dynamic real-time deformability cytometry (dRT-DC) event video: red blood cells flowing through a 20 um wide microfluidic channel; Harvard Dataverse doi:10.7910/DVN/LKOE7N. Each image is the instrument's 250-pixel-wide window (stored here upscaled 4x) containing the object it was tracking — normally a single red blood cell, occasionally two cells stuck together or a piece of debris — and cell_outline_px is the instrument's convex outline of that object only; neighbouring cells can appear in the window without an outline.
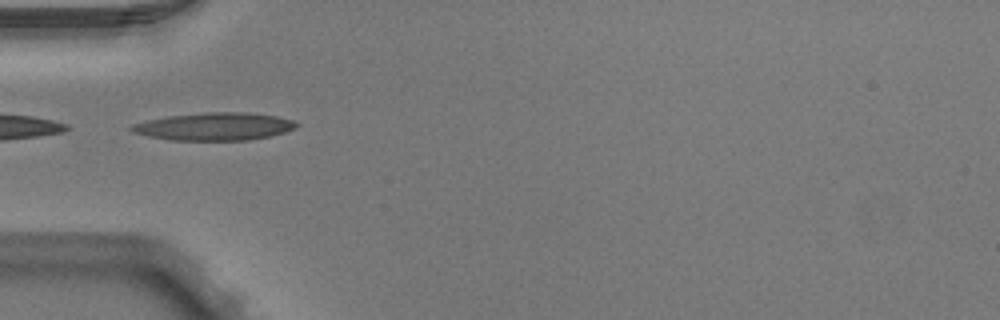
{"species": "Egyptian fruit bat (a non-hibernating species)", "species_latin": "Rousettus aegyptiacus", "temperature_condition": "warm", "stored_images_in_passage": 6, "camera_frame_rate_fps": 3000, "um_per_image_px": 0.085, "animal": {"sex": "male"}, "frame": {"image": 1, "passage_image": 5, "time_ms": 1.333, "image_size_px": [1000, 320], "cell_outline_px": [[300, 124], [296, 128], [284, 132], [268, 136], [248, 140], [168, 140], [148, 136], [132, 132], [128, 128], [132, 124], [148, 120], [168, 116], [204, 112], [244, 112], [276, 116], [296, 120]], "centroid_in_image_um": [18.23, 10.75], "position_along_channel_um": 66.8, "area_um2": 26.7}}
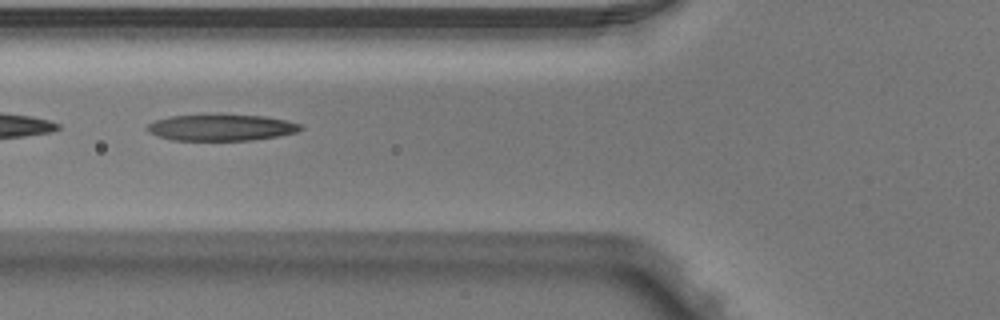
{"frame": {"image": 2, "passage_image": 6, "time_ms": 1.667, "image_size_px": [1000, 320], "cell_outline_px": [[304, 128], [296, 132], [280, 136], [252, 140], [172, 140], [156, 136], [148, 132], [148, 124], [156, 120], [168, 116], [208, 112], [220, 112], [268, 116], [288, 120], [300, 124]], "centroid_in_image_um": [18.81, 10.79], "position_along_channel_um": 107.0, "area_um2": 24.8}}